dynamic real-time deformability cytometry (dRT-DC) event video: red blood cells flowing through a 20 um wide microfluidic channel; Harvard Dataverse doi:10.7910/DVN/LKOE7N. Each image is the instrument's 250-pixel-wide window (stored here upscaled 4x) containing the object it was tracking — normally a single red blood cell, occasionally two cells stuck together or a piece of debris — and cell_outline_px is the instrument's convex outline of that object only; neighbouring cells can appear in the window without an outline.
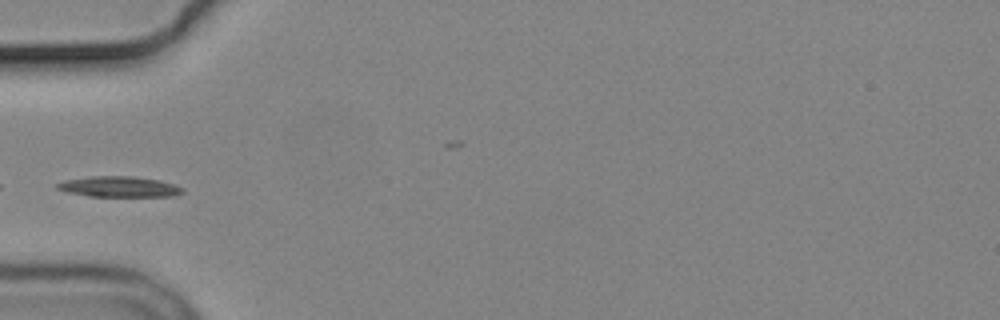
{"species": "common noctule bat (a hibernating species)", "species_latin": "Nyctalus noctula", "temperature_condition": "cold", "stored_images_in_passage": 4, "segment_of_instrument_passage": [2, 2], "camera_frame_rate_fps": 3000, "um_per_image_px": 0.085, "animal": {"sex": "male", "body_mass_g": 19.2, "forearm_length_mm": 51.8}, "frame": {"image": 1, "passage_image": 4, "time_ms": 3.667, "image_size_px": [1000, 320], "cell_outline_px": [[184, 192], [172, 196], [88, 196], [68, 192], [56, 188], [56, 184], [64, 180], [88, 176], [132, 176], [160, 180], [184, 188]], "centroid_in_image_um": [10.11, 15.86], "position_along_channel_um": 74.9, "area_um2": 15.03}}